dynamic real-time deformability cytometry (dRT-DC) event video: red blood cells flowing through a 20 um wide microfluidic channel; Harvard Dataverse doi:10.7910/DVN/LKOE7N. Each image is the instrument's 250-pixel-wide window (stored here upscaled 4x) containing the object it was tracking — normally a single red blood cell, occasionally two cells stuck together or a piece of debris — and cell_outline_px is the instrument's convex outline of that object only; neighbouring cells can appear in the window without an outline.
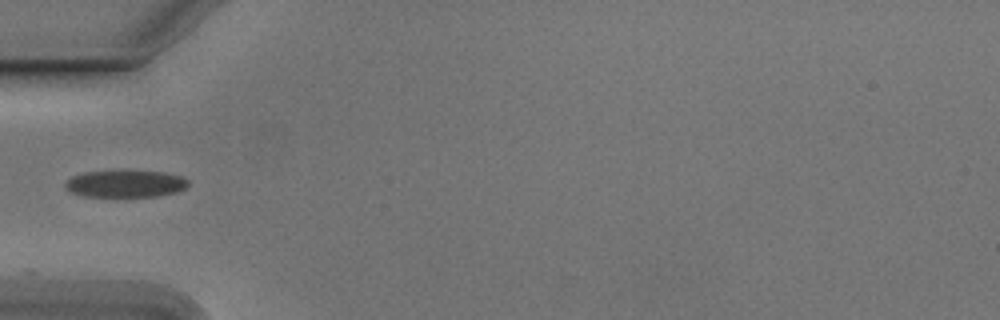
{"species": "Egyptian fruit bat (a non-hibernating species)", "species_latin": "Rousettus aegyptiacus", "temperature_condition": "cold", "stored_images_in_passage": 37, "camera_frame_rate_fps": 3000, "um_per_image_px": 0.085, "animal": {"sex": "male"}, "frame": {"image": 1, "passage_image": 1, "time_ms": 0.0, "image_size_px": [1000, 320], "cell_outline_px": [[188, 184], [184, 188], [176, 192], [160, 196], [80, 196], [68, 192], [64, 188], [64, 184], [72, 176], [84, 172], [164, 172], [184, 176], [188, 180]], "centroid_in_image_um": [10.64, 15.64], "position_along_channel_um": 74.4, "area_um2": 19.19}}
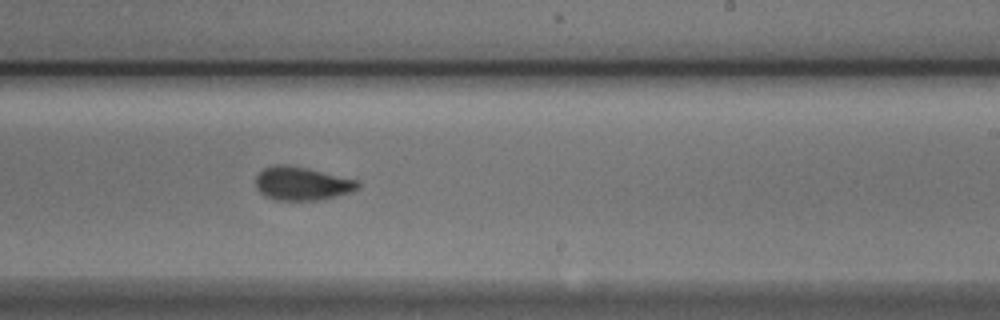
{"frame": {"image": 2, "passage_image": 16, "time_ms": 5.0, "image_size_px": [1000, 320], "cell_outline_px": [[360, 188], [352, 192], [324, 200], [276, 200], [264, 196], [256, 188], [256, 176], [264, 168], [272, 164], [288, 164], [308, 168], [360, 180]], "centroid_in_image_um": [25.7, 15.6], "position_along_channel_um": 263.3, "area_um2": 20.4}}
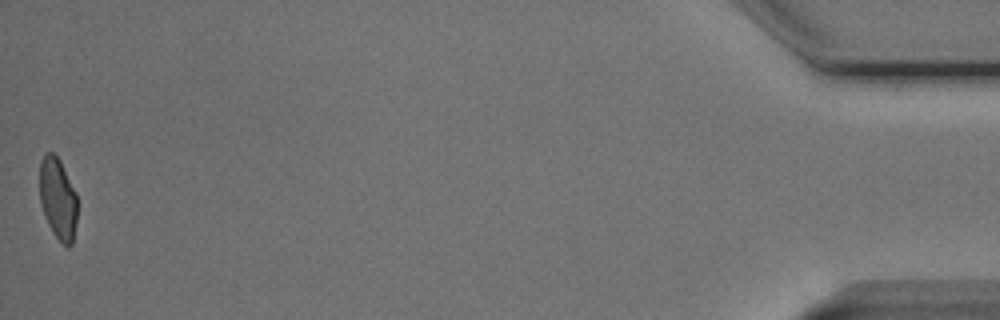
{"frame": {"image": 3, "passage_image": 37, "time_ms": 12.0, "image_size_px": [1000, 320], "cell_outline_px": [[76, 224], [72, 244], [68, 248], [52, 232], [48, 224], [40, 204], [40, 160], [44, 152], [52, 152], [60, 160], [76, 192]], "centroid_in_image_um": [4.91, 16.86], "position_along_channel_um": 430.3, "area_um2": 17.92}, "authors_computed_cell_mechanics": {"area_um2": 19.7098, "velocity_mm_per_s": 3.775, "shape_relaxation_time_tau1_ms": 3.8329, "shape_relaxation_time_tau2_ms": 0.9614, "deformation_change_tau1": 0.1253, "deformation_change_tau2": 0.0541}}